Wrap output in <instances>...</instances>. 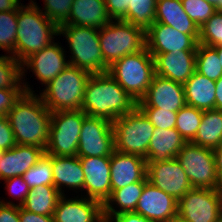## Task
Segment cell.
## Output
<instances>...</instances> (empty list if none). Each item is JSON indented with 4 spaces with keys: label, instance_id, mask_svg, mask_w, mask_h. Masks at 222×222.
<instances>
[{
    "label": "cell",
    "instance_id": "277c9868",
    "mask_svg": "<svg viewBox=\"0 0 222 222\" xmlns=\"http://www.w3.org/2000/svg\"><path fill=\"white\" fill-rule=\"evenodd\" d=\"M90 75L84 69L68 65L46 85L40 98L51 112L81 109Z\"/></svg>",
    "mask_w": 222,
    "mask_h": 222
},
{
    "label": "cell",
    "instance_id": "7bdbcfd3",
    "mask_svg": "<svg viewBox=\"0 0 222 222\" xmlns=\"http://www.w3.org/2000/svg\"><path fill=\"white\" fill-rule=\"evenodd\" d=\"M16 145L14 134L8 118L0 117V150L5 151Z\"/></svg>",
    "mask_w": 222,
    "mask_h": 222
},
{
    "label": "cell",
    "instance_id": "d6a6232c",
    "mask_svg": "<svg viewBox=\"0 0 222 222\" xmlns=\"http://www.w3.org/2000/svg\"><path fill=\"white\" fill-rule=\"evenodd\" d=\"M195 71L213 81H217L222 76L220 59L213 47L198 43Z\"/></svg>",
    "mask_w": 222,
    "mask_h": 222
},
{
    "label": "cell",
    "instance_id": "ee69618b",
    "mask_svg": "<svg viewBox=\"0 0 222 222\" xmlns=\"http://www.w3.org/2000/svg\"><path fill=\"white\" fill-rule=\"evenodd\" d=\"M112 20H121L127 13L130 0H104Z\"/></svg>",
    "mask_w": 222,
    "mask_h": 222
},
{
    "label": "cell",
    "instance_id": "9c48e42d",
    "mask_svg": "<svg viewBox=\"0 0 222 222\" xmlns=\"http://www.w3.org/2000/svg\"><path fill=\"white\" fill-rule=\"evenodd\" d=\"M86 116L81 109L52 112L46 154L77 156L81 127Z\"/></svg>",
    "mask_w": 222,
    "mask_h": 222
},
{
    "label": "cell",
    "instance_id": "e575fe53",
    "mask_svg": "<svg viewBox=\"0 0 222 222\" xmlns=\"http://www.w3.org/2000/svg\"><path fill=\"white\" fill-rule=\"evenodd\" d=\"M22 177L30 188L42 185L54 186L51 155L45 153Z\"/></svg>",
    "mask_w": 222,
    "mask_h": 222
},
{
    "label": "cell",
    "instance_id": "5bb4252c",
    "mask_svg": "<svg viewBox=\"0 0 222 222\" xmlns=\"http://www.w3.org/2000/svg\"><path fill=\"white\" fill-rule=\"evenodd\" d=\"M146 48L150 54L196 51L199 35L180 33L169 25L154 22L146 31Z\"/></svg>",
    "mask_w": 222,
    "mask_h": 222
},
{
    "label": "cell",
    "instance_id": "f907efd6",
    "mask_svg": "<svg viewBox=\"0 0 222 222\" xmlns=\"http://www.w3.org/2000/svg\"><path fill=\"white\" fill-rule=\"evenodd\" d=\"M216 85V99H215V109L222 111V76L215 81Z\"/></svg>",
    "mask_w": 222,
    "mask_h": 222
},
{
    "label": "cell",
    "instance_id": "ba28073f",
    "mask_svg": "<svg viewBox=\"0 0 222 222\" xmlns=\"http://www.w3.org/2000/svg\"><path fill=\"white\" fill-rule=\"evenodd\" d=\"M112 126L116 151L146 158L155 127L138 107L117 118Z\"/></svg>",
    "mask_w": 222,
    "mask_h": 222
},
{
    "label": "cell",
    "instance_id": "ab89813d",
    "mask_svg": "<svg viewBox=\"0 0 222 222\" xmlns=\"http://www.w3.org/2000/svg\"><path fill=\"white\" fill-rule=\"evenodd\" d=\"M155 128L172 129L176 125L177 112L160 108H139Z\"/></svg>",
    "mask_w": 222,
    "mask_h": 222
},
{
    "label": "cell",
    "instance_id": "d4e9b609",
    "mask_svg": "<svg viewBox=\"0 0 222 222\" xmlns=\"http://www.w3.org/2000/svg\"><path fill=\"white\" fill-rule=\"evenodd\" d=\"M111 20L104 0H73L69 24L99 30Z\"/></svg>",
    "mask_w": 222,
    "mask_h": 222
},
{
    "label": "cell",
    "instance_id": "60d3db41",
    "mask_svg": "<svg viewBox=\"0 0 222 222\" xmlns=\"http://www.w3.org/2000/svg\"><path fill=\"white\" fill-rule=\"evenodd\" d=\"M4 181L6 183V188L8 189L9 194L14 198L16 197L17 200L19 199L20 201L18 206H21L30 190L28 184L23 180L22 176L12 177Z\"/></svg>",
    "mask_w": 222,
    "mask_h": 222
},
{
    "label": "cell",
    "instance_id": "7c38bea8",
    "mask_svg": "<svg viewBox=\"0 0 222 222\" xmlns=\"http://www.w3.org/2000/svg\"><path fill=\"white\" fill-rule=\"evenodd\" d=\"M114 150L112 122L101 117L86 116L81 127L77 156H111Z\"/></svg>",
    "mask_w": 222,
    "mask_h": 222
},
{
    "label": "cell",
    "instance_id": "db71d44e",
    "mask_svg": "<svg viewBox=\"0 0 222 222\" xmlns=\"http://www.w3.org/2000/svg\"><path fill=\"white\" fill-rule=\"evenodd\" d=\"M170 222H183V221H181L180 219L176 218V219H174V220H172Z\"/></svg>",
    "mask_w": 222,
    "mask_h": 222
},
{
    "label": "cell",
    "instance_id": "8d00e7d4",
    "mask_svg": "<svg viewBox=\"0 0 222 222\" xmlns=\"http://www.w3.org/2000/svg\"><path fill=\"white\" fill-rule=\"evenodd\" d=\"M198 43L211 47L222 45L221 11H216L206 23L199 28Z\"/></svg>",
    "mask_w": 222,
    "mask_h": 222
},
{
    "label": "cell",
    "instance_id": "2e32d148",
    "mask_svg": "<svg viewBox=\"0 0 222 222\" xmlns=\"http://www.w3.org/2000/svg\"><path fill=\"white\" fill-rule=\"evenodd\" d=\"M178 201L149 181L144 185L135 213L154 222H170L177 218Z\"/></svg>",
    "mask_w": 222,
    "mask_h": 222
},
{
    "label": "cell",
    "instance_id": "f35d334b",
    "mask_svg": "<svg viewBox=\"0 0 222 222\" xmlns=\"http://www.w3.org/2000/svg\"><path fill=\"white\" fill-rule=\"evenodd\" d=\"M73 0H44L42 13L58 28L69 24V14Z\"/></svg>",
    "mask_w": 222,
    "mask_h": 222
},
{
    "label": "cell",
    "instance_id": "f6af8a7d",
    "mask_svg": "<svg viewBox=\"0 0 222 222\" xmlns=\"http://www.w3.org/2000/svg\"><path fill=\"white\" fill-rule=\"evenodd\" d=\"M0 222H20L19 206L13 201H0Z\"/></svg>",
    "mask_w": 222,
    "mask_h": 222
},
{
    "label": "cell",
    "instance_id": "8fae6325",
    "mask_svg": "<svg viewBox=\"0 0 222 222\" xmlns=\"http://www.w3.org/2000/svg\"><path fill=\"white\" fill-rule=\"evenodd\" d=\"M177 218L183 222H221L222 189L192 188L178 201Z\"/></svg>",
    "mask_w": 222,
    "mask_h": 222
},
{
    "label": "cell",
    "instance_id": "603a6c76",
    "mask_svg": "<svg viewBox=\"0 0 222 222\" xmlns=\"http://www.w3.org/2000/svg\"><path fill=\"white\" fill-rule=\"evenodd\" d=\"M53 181L56 189L62 193V187L84 190V172L78 156L51 155Z\"/></svg>",
    "mask_w": 222,
    "mask_h": 222
},
{
    "label": "cell",
    "instance_id": "816d5d0a",
    "mask_svg": "<svg viewBox=\"0 0 222 222\" xmlns=\"http://www.w3.org/2000/svg\"><path fill=\"white\" fill-rule=\"evenodd\" d=\"M210 2L214 5L216 11L222 12V0H210Z\"/></svg>",
    "mask_w": 222,
    "mask_h": 222
},
{
    "label": "cell",
    "instance_id": "ffe728a7",
    "mask_svg": "<svg viewBox=\"0 0 222 222\" xmlns=\"http://www.w3.org/2000/svg\"><path fill=\"white\" fill-rule=\"evenodd\" d=\"M53 218L54 222H104L103 204L87 197L66 199L62 195Z\"/></svg>",
    "mask_w": 222,
    "mask_h": 222
},
{
    "label": "cell",
    "instance_id": "30bf717a",
    "mask_svg": "<svg viewBox=\"0 0 222 222\" xmlns=\"http://www.w3.org/2000/svg\"><path fill=\"white\" fill-rule=\"evenodd\" d=\"M176 159L186 172L193 188L222 189L212 148L187 142L177 154Z\"/></svg>",
    "mask_w": 222,
    "mask_h": 222
},
{
    "label": "cell",
    "instance_id": "8992f818",
    "mask_svg": "<svg viewBox=\"0 0 222 222\" xmlns=\"http://www.w3.org/2000/svg\"><path fill=\"white\" fill-rule=\"evenodd\" d=\"M99 42L107 72L116 60L146 47L145 31L123 20H111L99 29Z\"/></svg>",
    "mask_w": 222,
    "mask_h": 222
},
{
    "label": "cell",
    "instance_id": "c3c4849f",
    "mask_svg": "<svg viewBox=\"0 0 222 222\" xmlns=\"http://www.w3.org/2000/svg\"><path fill=\"white\" fill-rule=\"evenodd\" d=\"M215 162H216V171L219 178L220 186L222 187V144L213 149Z\"/></svg>",
    "mask_w": 222,
    "mask_h": 222
},
{
    "label": "cell",
    "instance_id": "7402d4cb",
    "mask_svg": "<svg viewBox=\"0 0 222 222\" xmlns=\"http://www.w3.org/2000/svg\"><path fill=\"white\" fill-rule=\"evenodd\" d=\"M155 61V74L184 84L196 69V51H176L151 54Z\"/></svg>",
    "mask_w": 222,
    "mask_h": 222
},
{
    "label": "cell",
    "instance_id": "681fc988",
    "mask_svg": "<svg viewBox=\"0 0 222 222\" xmlns=\"http://www.w3.org/2000/svg\"><path fill=\"white\" fill-rule=\"evenodd\" d=\"M19 0H0V12L16 10L22 3Z\"/></svg>",
    "mask_w": 222,
    "mask_h": 222
},
{
    "label": "cell",
    "instance_id": "7a4b0ae2",
    "mask_svg": "<svg viewBox=\"0 0 222 222\" xmlns=\"http://www.w3.org/2000/svg\"><path fill=\"white\" fill-rule=\"evenodd\" d=\"M51 113L40 96L24 92L6 115L16 144L46 149Z\"/></svg>",
    "mask_w": 222,
    "mask_h": 222
},
{
    "label": "cell",
    "instance_id": "f5cc1de1",
    "mask_svg": "<svg viewBox=\"0 0 222 222\" xmlns=\"http://www.w3.org/2000/svg\"><path fill=\"white\" fill-rule=\"evenodd\" d=\"M213 48L217 51L218 57L220 59V64L222 67V45L214 46Z\"/></svg>",
    "mask_w": 222,
    "mask_h": 222
},
{
    "label": "cell",
    "instance_id": "bcb514c9",
    "mask_svg": "<svg viewBox=\"0 0 222 222\" xmlns=\"http://www.w3.org/2000/svg\"><path fill=\"white\" fill-rule=\"evenodd\" d=\"M104 222H154L135 212H124L111 217H104Z\"/></svg>",
    "mask_w": 222,
    "mask_h": 222
},
{
    "label": "cell",
    "instance_id": "d6986e66",
    "mask_svg": "<svg viewBox=\"0 0 222 222\" xmlns=\"http://www.w3.org/2000/svg\"><path fill=\"white\" fill-rule=\"evenodd\" d=\"M111 191L134 182H148L145 158L113 151L110 158Z\"/></svg>",
    "mask_w": 222,
    "mask_h": 222
},
{
    "label": "cell",
    "instance_id": "4316f807",
    "mask_svg": "<svg viewBox=\"0 0 222 222\" xmlns=\"http://www.w3.org/2000/svg\"><path fill=\"white\" fill-rule=\"evenodd\" d=\"M186 105L206 111L215 109V81L194 72L184 83Z\"/></svg>",
    "mask_w": 222,
    "mask_h": 222
},
{
    "label": "cell",
    "instance_id": "74e56055",
    "mask_svg": "<svg viewBox=\"0 0 222 222\" xmlns=\"http://www.w3.org/2000/svg\"><path fill=\"white\" fill-rule=\"evenodd\" d=\"M185 13L200 28L216 12L210 0H181Z\"/></svg>",
    "mask_w": 222,
    "mask_h": 222
},
{
    "label": "cell",
    "instance_id": "836d02e7",
    "mask_svg": "<svg viewBox=\"0 0 222 222\" xmlns=\"http://www.w3.org/2000/svg\"><path fill=\"white\" fill-rule=\"evenodd\" d=\"M202 116V110L189 105H185L177 112L175 128L186 142H192L194 140Z\"/></svg>",
    "mask_w": 222,
    "mask_h": 222
},
{
    "label": "cell",
    "instance_id": "cb8c5ba5",
    "mask_svg": "<svg viewBox=\"0 0 222 222\" xmlns=\"http://www.w3.org/2000/svg\"><path fill=\"white\" fill-rule=\"evenodd\" d=\"M187 142L176 130L155 128L149 142L146 161L156 162L176 158Z\"/></svg>",
    "mask_w": 222,
    "mask_h": 222
},
{
    "label": "cell",
    "instance_id": "ac0fdd59",
    "mask_svg": "<svg viewBox=\"0 0 222 222\" xmlns=\"http://www.w3.org/2000/svg\"><path fill=\"white\" fill-rule=\"evenodd\" d=\"M65 50L58 43L53 42L28 57L23 63V76L25 75V65L27 69L35 74L43 85L51 82L59 73H61L68 65Z\"/></svg>",
    "mask_w": 222,
    "mask_h": 222
},
{
    "label": "cell",
    "instance_id": "f1b7e54d",
    "mask_svg": "<svg viewBox=\"0 0 222 222\" xmlns=\"http://www.w3.org/2000/svg\"><path fill=\"white\" fill-rule=\"evenodd\" d=\"M193 144L216 148L222 144V111L210 109L203 111L202 120Z\"/></svg>",
    "mask_w": 222,
    "mask_h": 222
},
{
    "label": "cell",
    "instance_id": "4fadbf2b",
    "mask_svg": "<svg viewBox=\"0 0 222 222\" xmlns=\"http://www.w3.org/2000/svg\"><path fill=\"white\" fill-rule=\"evenodd\" d=\"M147 179L177 201L193 188L176 158L147 162Z\"/></svg>",
    "mask_w": 222,
    "mask_h": 222
},
{
    "label": "cell",
    "instance_id": "b9f144b4",
    "mask_svg": "<svg viewBox=\"0 0 222 222\" xmlns=\"http://www.w3.org/2000/svg\"><path fill=\"white\" fill-rule=\"evenodd\" d=\"M24 92V89L0 88V117L7 115Z\"/></svg>",
    "mask_w": 222,
    "mask_h": 222
},
{
    "label": "cell",
    "instance_id": "52a82bcc",
    "mask_svg": "<svg viewBox=\"0 0 222 222\" xmlns=\"http://www.w3.org/2000/svg\"><path fill=\"white\" fill-rule=\"evenodd\" d=\"M59 34L66 37L71 52L69 65L91 74L104 73V59L100 48L99 30L91 27L64 24Z\"/></svg>",
    "mask_w": 222,
    "mask_h": 222
},
{
    "label": "cell",
    "instance_id": "484cf974",
    "mask_svg": "<svg viewBox=\"0 0 222 222\" xmlns=\"http://www.w3.org/2000/svg\"><path fill=\"white\" fill-rule=\"evenodd\" d=\"M154 22L169 25L180 33L199 35V27L185 13L181 0H157Z\"/></svg>",
    "mask_w": 222,
    "mask_h": 222
},
{
    "label": "cell",
    "instance_id": "3957f363",
    "mask_svg": "<svg viewBox=\"0 0 222 222\" xmlns=\"http://www.w3.org/2000/svg\"><path fill=\"white\" fill-rule=\"evenodd\" d=\"M17 24L14 58L20 63L50 45L54 36L59 35V28L32 0L27 6L18 7Z\"/></svg>",
    "mask_w": 222,
    "mask_h": 222
},
{
    "label": "cell",
    "instance_id": "e0dca14e",
    "mask_svg": "<svg viewBox=\"0 0 222 222\" xmlns=\"http://www.w3.org/2000/svg\"><path fill=\"white\" fill-rule=\"evenodd\" d=\"M110 158L111 156L80 157L87 198L101 204L111 195Z\"/></svg>",
    "mask_w": 222,
    "mask_h": 222
},
{
    "label": "cell",
    "instance_id": "44dd1931",
    "mask_svg": "<svg viewBox=\"0 0 222 222\" xmlns=\"http://www.w3.org/2000/svg\"><path fill=\"white\" fill-rule=\"evenodd\" d=\"M45 149L33 145L16 144L0 153V180L22 176L38 163Z\"/></svg>",
    "mask_w": 222,
    "mask_h": 222
},
{
    "label": "cell",
    "instance_id": "1f68e13d",
    "mask_svg": "<svg viewBox=\"0 0 222 222\" xmlns=\"http://www.w3.org/2000/svg\"><path fill=\"white\" fill-rule=\"evenodd\" d=\"M157 0H130L126 15L121 19L146 31L153 23Z\"/></svg>",
    "mask_w": 222,
    "mask_h": 222
},
{
    "label": "cell",
    "instance_id": "7dc6e473",
    "mask_svg": "<svg viewBox=\"0 0 222 222\" xmlns=\"http://www.w3.org/2000/svg\"><path fill=\"white\" fill-rule=\"evenodd\" d=\"M19 219L20 222H54L53 216H44L29 212L19 206Z\"/></svg>",
    "mask_w": 222,
    "mask_h": 222
},
{
    "label": "cell",
    "instance_id": "9a60e30c",
    "mask_svg": "<svg viewBox=\"0 0 222 222\" xmlns=\"http://www.w3.org/2000/svg\"><path fill=\"white\" fill-rule=\"evenodd\" d=\"M186 105L184 84L154 75L146 95L137 102L138 108H160L178 112Z\"/></svg>",
    "mask_w": 222,
    "mask_h": 222
},
{
    "label": "cell",
    "instance_id": "5b68a950",
    "mask_svg": "<svg viewBox=\"0 0 222 222\" xmlns=\"http://www.w3.org/2000/svg\"><path fill=\"white\" fill-rule=\"evenodd\" d=\"M107 72L138 102L146 95L155 75L154 57L145 47L138 53L116 60Z\"/></svg>",
    "mask_w": 222,
    "mask_h": 222
},
{
    "label": "cell",
    "instance_id": "f546056e",
    "mask_svg": "<svg viewBox=\"0 0 222 222\" xmlns=\"http://www.w3.org/2000/svg\"><path fill=\"white\" fill-rule=\"evenodd\" d=\"M61 196L55 186L42 185L30 188L21 207L36 214L53 216L58 199Z\"/></svg>",
    "mask_w": 222,
    "mask_h": 222
},
{
    "label": "cell",
    "instance_id": "d590c367",
    "mask_svg": "<svg viewBox=\"0 0 222 222\" xmlns=\"http://www.w3.org/2000/svg\"><path fill=\"white\" fill-rule=\"evenodd\" d=\"M16 10L0 12V49L14 57L16 33L18 29Z\"/></svg>",
    "mask_w": 222,
    "mask_h": 222
},
{
    "label": "cell",
    "instance_id": "83f0119b",
    "mask_svg": "<svg viewBox=\"0 0 222 222\" xmlns=\"http://www.w3.org/2000/svg\"><path fill=\"white\" fill-rule=\"evenodd\" d=\"M146 183L134 182L111 191L110 197L103 204L104 217H111L124 212H135L137 202ZM114 203L119 207L118 210H115Z\"/></svg>",
    "mask_w": 222,
    "mask_h": 222
},
{
    "label": "cell",
    "instance_id": "6da1fadb",
    "mask_svg": "<svg viewBox=\"0 0 222 222\" xmlns=\"http://www.w3.org/2000/svg\"><path fill=\"white\" fill-rule=\"evenodd\" d=\"M136 107L137 102L108 72L90 75L81 106L87 116L101 117L113 122Z\"/></svg>",
    "mask_w": 222,
    "mask_h": 222
},
{
    "label": "cell",
    "instance_id": "4dcf8cb0",
    "mask_svg": "<svg viewBox=\"0 0 222 222\" xmlns=\"http://www.w3.org/2000/svg\"><path fill=\"white\" fill-rule=\"evenodd\" d=\"M22 63L11 55L0 56V88L24 89L27 93H33L27 83L23 81ZM23 81V83L21 81ZM23 85V86H22Z\"/></svg>",
    "mask_w": 222,
    "mask_h": 222
}]
</instances>
